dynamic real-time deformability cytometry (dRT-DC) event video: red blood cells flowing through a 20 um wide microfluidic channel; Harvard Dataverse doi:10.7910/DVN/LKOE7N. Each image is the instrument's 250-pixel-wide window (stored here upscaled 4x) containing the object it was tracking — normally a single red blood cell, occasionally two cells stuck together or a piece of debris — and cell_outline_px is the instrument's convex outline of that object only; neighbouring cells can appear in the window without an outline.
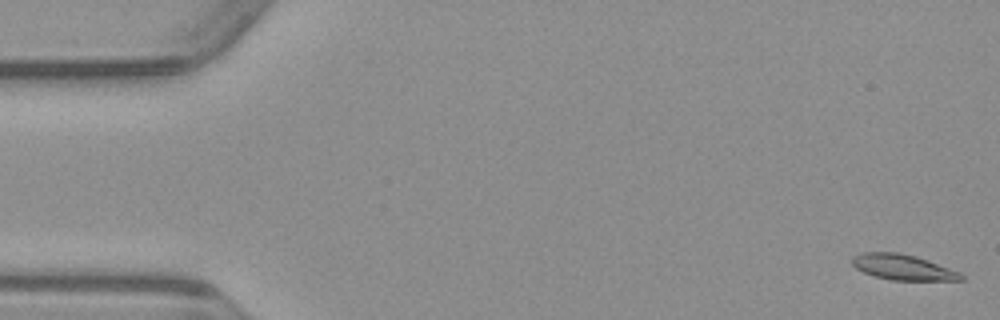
{"species": "common noctule bat (a hibernating species)", "species_latin": "Nyctalus noctula", "temperature_condition": "warm", "stored_images_in_passage": 51, "camera_frame_rate_fps": 3000, "um_per_image_px": 0.085, "animal": {"sex": "male", "body_mass_g": 23.1, "forearm_length_mm": 52.7}, "frame": {"image": 1, "passage_image": 1, "time_ms": 0.0, "image_size_px": [1000, 320], "cell_outline_px": [[964, 280], [892, 280], [876, 276], [864, 272], [856, 268], [852, 264], [852, 256], [860, 252], [900, 252], [916, 256], [928, 260], [960, 272], [964, 276]], "centroid_in_image_um": [76.74, 22.7], "position_along_channel_um": 8.3, "area_um2": 16.18}}
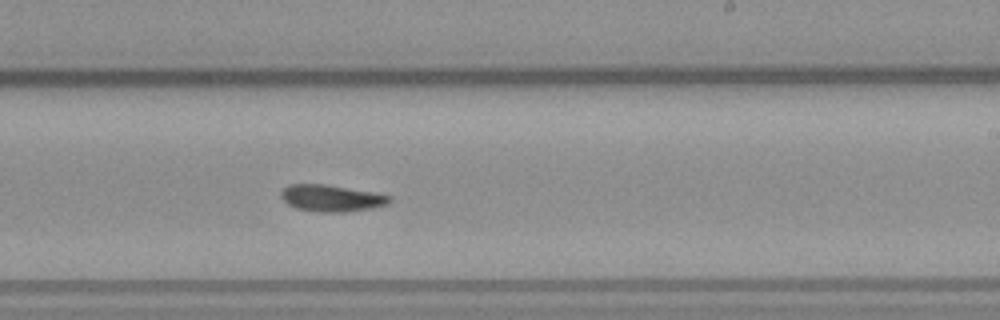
{"frame": {"image": 2, "passage_image": 30, "time_ms": 9.667, "image_size_px": [1000, 320], "cell_outline_px": [[392, 200], [388, 204], [372, 208], [344, 212], [316, 212], [296, 208], [288, 204], [280, 196], [280, 192], [288, 184], [324, 184], [372, 192], [392, 196]], "centroid_in_image_um": [28.16, 16.85], "position_along_channel_um": 260.8, "area_um2": 16.88}}
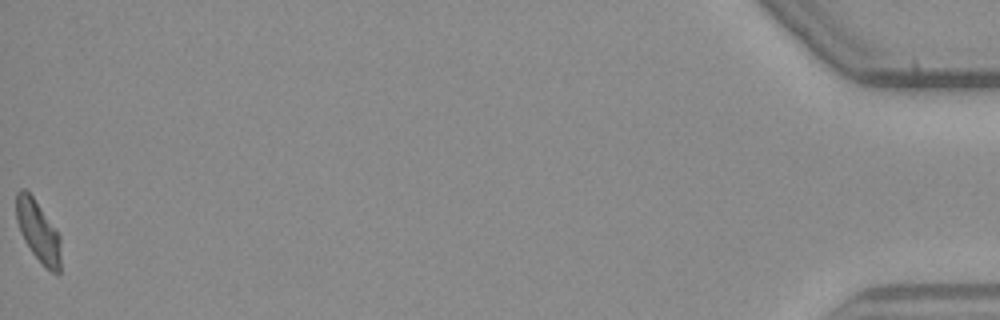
{"frame": {"image": 3, "passage_image": 51, "time_ms": 16.667, "image_size_px": [1000, 320], "cell_outline_px": [[60, 272], [52, 272], [32, 252], [24, 240], [20, 232], [16, 220], [16, 192], [20, 188], [24, 188], [32, 196], [60, 236]], "centroid_in_image_um": [3.21, 19.62], "position_along_channel_um": 432.0, "area_um2": 15.43}}